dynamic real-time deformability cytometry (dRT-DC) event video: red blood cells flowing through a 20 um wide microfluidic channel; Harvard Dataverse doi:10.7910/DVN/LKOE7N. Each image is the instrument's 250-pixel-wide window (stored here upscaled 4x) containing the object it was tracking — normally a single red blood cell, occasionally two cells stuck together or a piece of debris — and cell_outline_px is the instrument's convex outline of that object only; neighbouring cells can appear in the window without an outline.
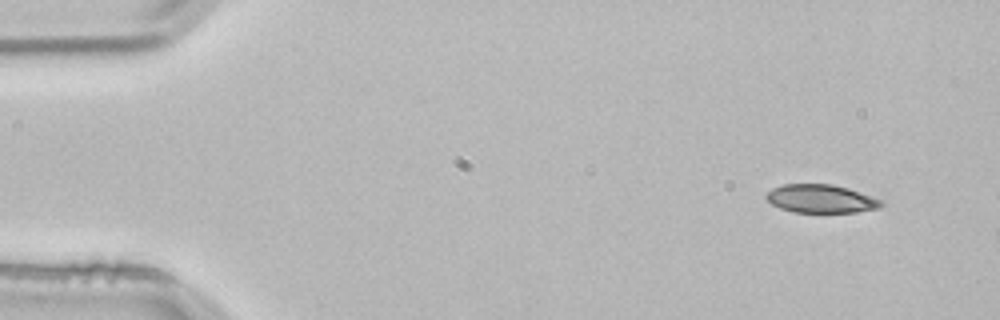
{"species": "common noctule bat (a hibernating species)", "species_latin": "Nyctalus noctula", "temperature_condition": "room temperature", "stored_images_in_passage": 2, "camera_frame_rate_fps": 3000, "um_per_image_px": 0.085, "animal": {"sex": "male", "body_mass_g": 21.5, "forearm_length_mm": 52.0}, "frame": {"image": 1, "passage_image": 1, "time_ms": 0.0, "image_size_px": [1000, 320], "cell_outline_px": [[884, 204], [880, 208], [856, 212], [792, 212], [780, 208], [772, 204], [764, 196], [772, 188], [784, 184], [832, 184], [848, 188], [884, 200]], "centroid_in_image_um": [69.81, 16.89], "position_along_channel_um": 15.2, "area_um2": 19.07}}